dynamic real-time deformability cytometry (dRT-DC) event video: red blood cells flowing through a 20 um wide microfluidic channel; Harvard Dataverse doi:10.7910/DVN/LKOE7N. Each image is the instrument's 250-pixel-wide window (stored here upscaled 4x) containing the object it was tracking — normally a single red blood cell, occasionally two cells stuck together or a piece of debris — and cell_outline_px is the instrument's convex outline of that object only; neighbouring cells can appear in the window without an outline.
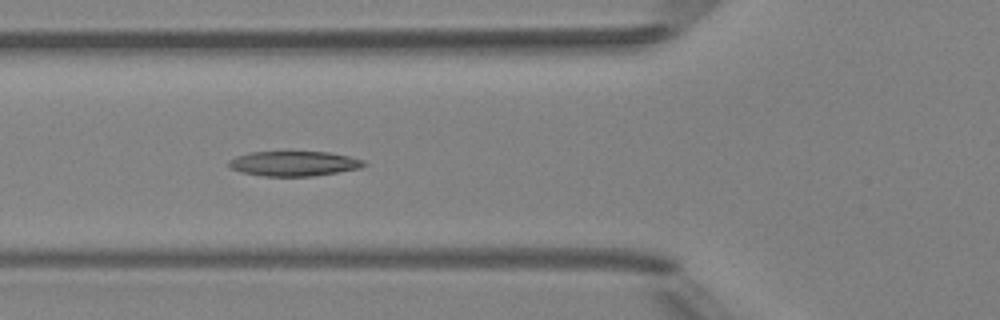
{"species": "Egyptian fruit bat (a non-hibernating species)", "species_latin": "Rousettus aegyptiacus", "temperature_condition": "room temperature", "stored_images_in_passage": 6, "camera_frame_rate_fps": 3000, "um_per_image_px": 0.085, "animal": {"sex": "female"}, "frame": {"image": 1, "passage_image": 4, "time_ms": 4.333, "image_size_px": [1000, 320], "cell_outline_px": [[368, 164], [360, 168], [312, 176], [264, 176], [240, 172], [232, 168], [228, 164], [228, 160], [236, 156], [252, 152], [328, 152], [352, 156], [364, 160]], "centroid_in_image_um": [25.01, 13.9], "position_along_channel_um": 100.8, "area_um2": 19.59}}
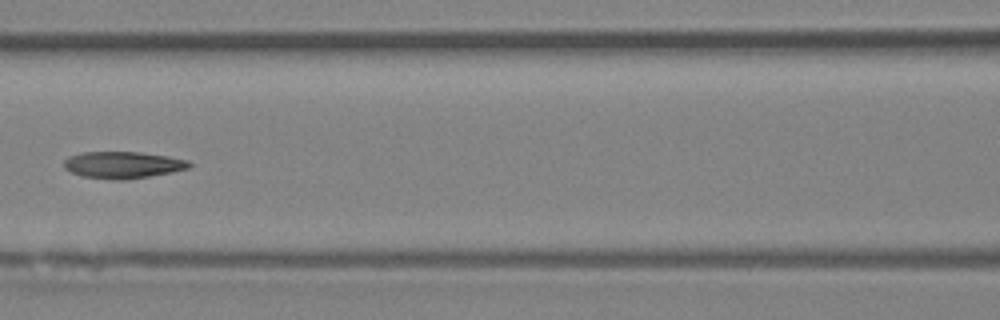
{"frame": {"image": 2, "passage_image": 5, "time_ms": 5.667, "image_size_px": [1000, 320], "cell_outline_px": [[192, 164], [188, 168], [172, 172], [128, 180], [112, 180], [80, 176], [64, 168], [64, 160], [68, 156], [80, 152], [140, 152], [168, 156], [188, 160]], "centroid_in_image_um": [10.42, 14.02], "position_along_channel_um": 156.2, "area_um2": 19.77}}
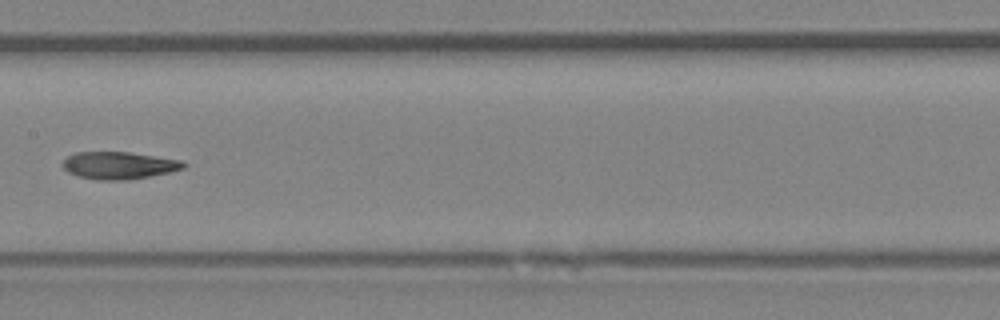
{"frame": {"image": 3, "passage_image": 6, "time_ms": 6.667, "image_size_px": [1000, 320], "cell_outline_px": [[188, 164], [184, 168], [168, 172], [128, 180], [96, 180], [80, 176], [68, 172], [64, 168], [64, 160], [68, 156], [76, 152], [128, 152], [180, 160]], "centroid_in_image_um": [10.11, 14.06], "position_along_channel_um": 197.3, "area_um2": 18.96}}